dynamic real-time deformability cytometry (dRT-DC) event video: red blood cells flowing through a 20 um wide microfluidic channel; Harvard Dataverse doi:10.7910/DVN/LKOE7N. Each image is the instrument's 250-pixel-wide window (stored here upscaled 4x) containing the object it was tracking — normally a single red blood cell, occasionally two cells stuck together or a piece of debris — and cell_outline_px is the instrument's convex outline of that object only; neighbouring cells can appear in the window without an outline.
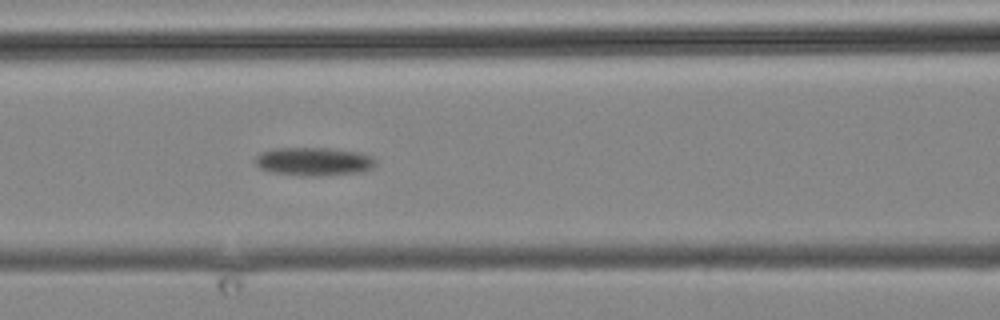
{"species": "common noctule bat (a hibernating species)", "species_latin": "Nyctalus noctula", "temperature_condition": "cold", "stored_images_in_passage": 15, "camera_frame_rate_fps": 3000, "um_per_image_px": 0.085, "animal": {"sex": "male", "body_mass_g": 19.2, "forearm_length_mm": 51.8}, "frame": {"image": 1, "passage_image": 15, "time_ms": 17.0, "image_size_px": [1000, 320], "cell_outline_px": [[376, 160], [372, 168], [356, 172], [312, 176], [300, 176], [272, 172], [260, 168], [256, 164], [256, 156], [260, 152], [276, 148], [328, 148], [360, 152], [372, 156]], "centroid_in_image_um": [26.65, 13.71], "position_along_channel_um": 140.0, "area_um2": 19.71}}